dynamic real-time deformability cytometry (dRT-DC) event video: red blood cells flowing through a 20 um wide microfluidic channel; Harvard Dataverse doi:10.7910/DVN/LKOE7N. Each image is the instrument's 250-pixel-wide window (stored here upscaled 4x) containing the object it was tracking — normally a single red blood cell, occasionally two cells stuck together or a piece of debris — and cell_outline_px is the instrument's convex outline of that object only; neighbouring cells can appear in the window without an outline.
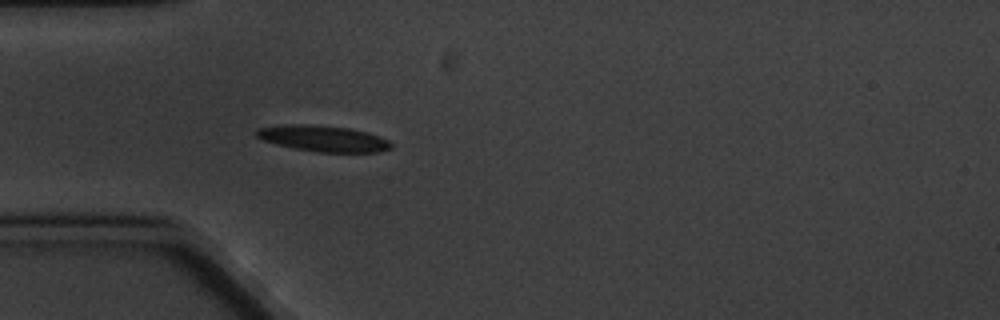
{"species": "common noctule bat (a hibernating species)", "species_latin": "Nyctalus noctula", "temperature_condition": "cold", "stored_images_in_passage": 4, "camera_frame_rate_fps": 3000, "um_per_image_px": 0.085, "animal": {"sex": "male", "body_mass_g": 20.1, "forearm_length_mm": 53.5}, "frame": {"image": 1, "passage_image": 4, "time_ms": 3.667, "image_size_px": [1000, 320], "cell_outline_px": [[392, 148], [376, 152], [320, 152], [296, 148], [276, 144], [264, 140], [256, 136], [256, 128], [292, 124], [304, 124], [348, 128], [368, 132], [380, 136], [388, 140], [392, 144]], "centroid_in_image_um": [27.5, 11.77], "position_along_channel_um": 57.5, "area_um2": 20.17}}